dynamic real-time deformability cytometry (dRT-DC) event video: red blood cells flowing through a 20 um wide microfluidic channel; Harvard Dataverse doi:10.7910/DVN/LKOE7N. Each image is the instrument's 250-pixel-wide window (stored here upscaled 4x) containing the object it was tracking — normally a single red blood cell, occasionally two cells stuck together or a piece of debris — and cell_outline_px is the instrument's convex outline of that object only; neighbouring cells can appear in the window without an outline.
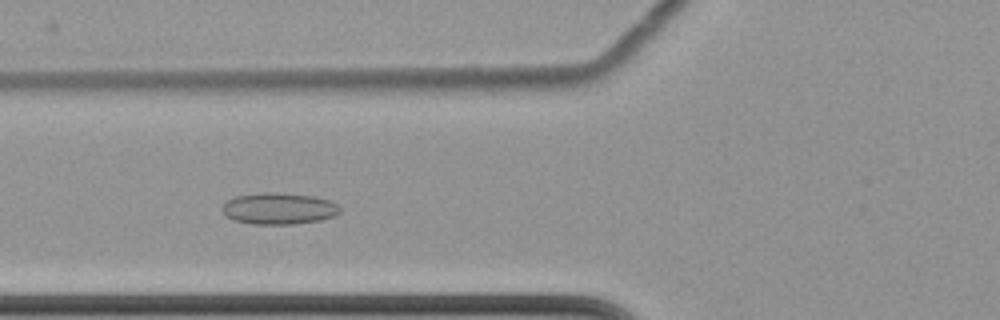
{"species": "common noctule bat (a hibernating species)", "species_latin": "Nyctalus noctula", "temperature_condition": "cold", "stored_images_in_passage": 58, "camera_frame_rate_fps": 3000, "um_per_image_px": 0.085, "animal": {"sex": "female", "body_mass_g": 22.7, "forearm_length_mm": 54.2}, "frame": {"image": 1, "passage_image": 23, "time_ms": 7.333, "image_size_px": [1000, 320], "cell_outline_px": [[340, 212], [336, 216], [320, 220], [292, 224], [252, 224], [232, 220], [224, 216], [220, 208], [228, 200], [236, 196], [260, 192], [276, 192], [316, 196], [328, 200], [336, 204], [340, 208]], "centroid_in_image_um": [23.67, 17.72], "position_along_channel_um": 102.1, "area_um2": 21.91}}
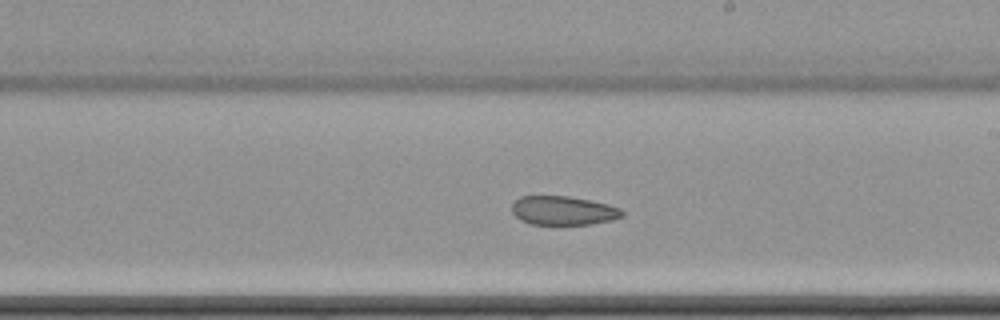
{"frame": {"image": 2, "passage_image": 35, "time_ms": 11.333, "image_size_px": [1000, 320], "cell_outline_px": [[624, 216], [612, 220], [592, 224], [532, 224], [520, 220], [512, 212], [512, 204], [520, 196], [568, 196], [608, 204], [620, 208], [624, 212]], "centroid_in_image_um": [47.89, 17.9], "position_along_channel_um": 241.1, "area_um2": 18.55}}
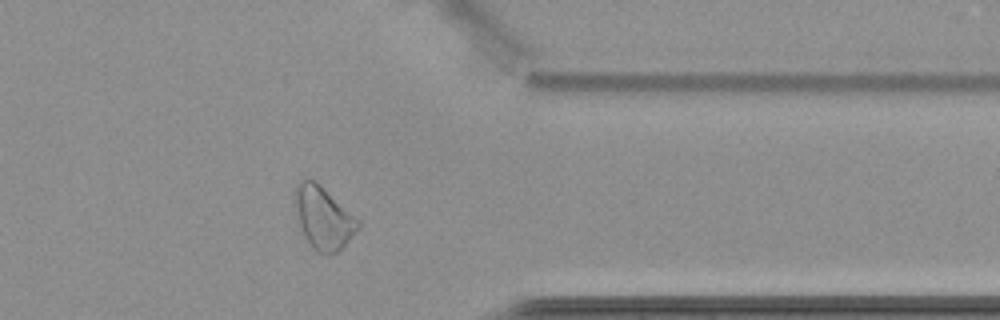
{"frame": {"image": 3, "passage_image": 48, "time_ms": 15.667, "image_size_px": [1000, 320], "cell_outline_px": [[360, 228], [336, 252], [316, 252], [312, 248], [304, 236], [292, 204], [292, 192], [296, 184], [300, 180], [316, 180], [360, 220]], "centroid_in_image_um": [27.43, 18.45], "position_along_channel_um": 384.0, "area_um2": 23.24}}